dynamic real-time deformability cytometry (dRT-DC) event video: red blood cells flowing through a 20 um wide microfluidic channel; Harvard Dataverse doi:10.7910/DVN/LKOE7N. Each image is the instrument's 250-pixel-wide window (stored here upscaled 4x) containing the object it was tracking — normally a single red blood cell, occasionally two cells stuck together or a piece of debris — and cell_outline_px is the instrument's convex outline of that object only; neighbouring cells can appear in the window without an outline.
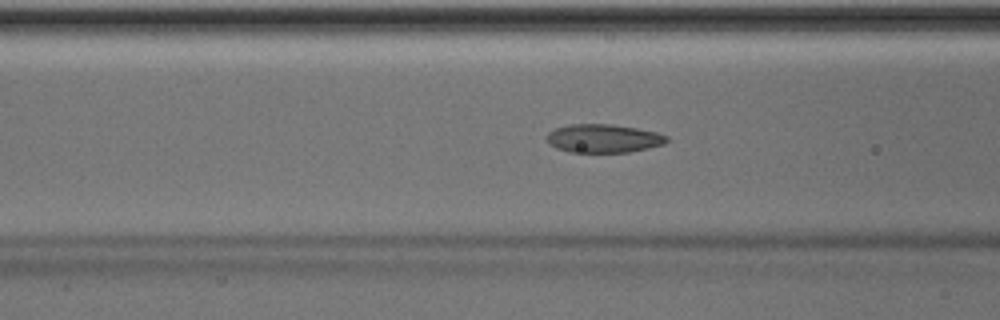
{"species": "Egyptian fruit bat (a non-hibernating species)", "species_latin": "Rousettus aegyptiacus", "temperature_condition": "room temperature", "stored_images_in_passage": 34, "camera_frame_rate_fps": 3000, "um_per_image_px": 0.085, "animal": {"sex": "male"}, "frame": {"image": 1, "passage_image": 6, "time_ms": 1.667, "image_size_px": [1000, 320], "cell_outline_px": [[668, 140], [664, 144], [648, 148], [628, 152], [572, 152], [556, 148], [548, 144], [544, 136], [548, 132], [556, 128], [568, 124], [612, 124], [636, 128], [656, 132], [668, 136]], "centroid_in_image_um": [51.25, 11.76], "position_along_channel_um": 115.3, "area_um2": 20.0}}
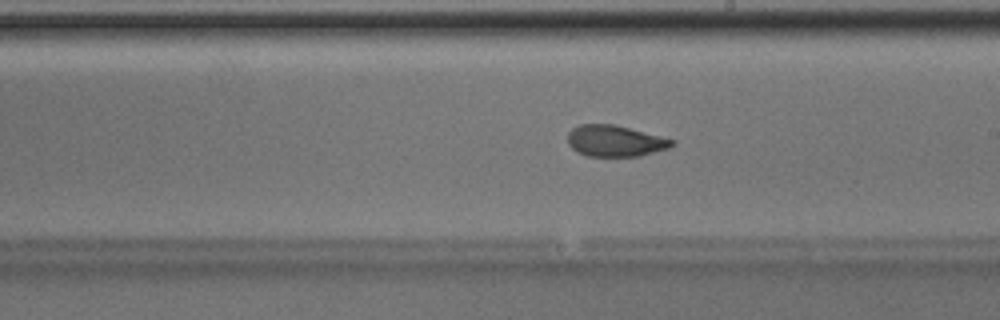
{"frame": {"image": 2, "passage_image": 15, "time_ms": 4.667, "image_size_px": [1000, 320], "cell_outline_px": [[676, 144], [668, 148], [640, 156], [588, 156], [576, 152], [568, 144], [568, 132], [572, 128], [580, 124], [612, 124], [676, 140]], "centroid_in_image_um": [52.27, 11.98], "position_along_channel_um": 236.7, "area_um2": 18.96}}
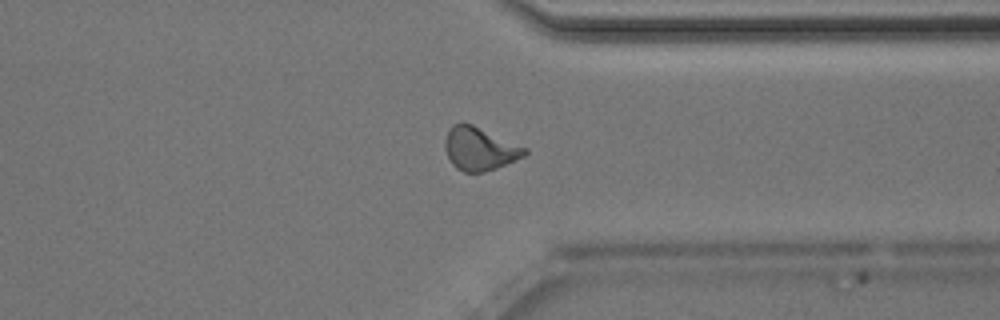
{"frame": {"image": 3, "passage_image": 25, "time_ms": 8.0, "image_size_px": [1000, 320], "cell_outline_px": [[528, 152], [524, 156], [496, 168], [484, 172], [464, 172], [456, 168], [452, 164], [444, 148], [444, 140], [448, 128], [452, 124], [460, 120], [464, 120], [528, 148]], "centroid_in_image_um": [40.73, 12.6], "position_along_channel_um": 370.7, "area_um2": 20.46}, "authors_computed_cell_mechanics": {"area_um2": 19.5075, "velocity_mm_per_s": 4.0536, "shape_relaxation_time_tau1_ms": 5.897, "shape_relaxation_time_tau2_ms": 1.6151, "deformation_change_tau1": 0.1614, "deformation_change_tau2": 0.0807}}